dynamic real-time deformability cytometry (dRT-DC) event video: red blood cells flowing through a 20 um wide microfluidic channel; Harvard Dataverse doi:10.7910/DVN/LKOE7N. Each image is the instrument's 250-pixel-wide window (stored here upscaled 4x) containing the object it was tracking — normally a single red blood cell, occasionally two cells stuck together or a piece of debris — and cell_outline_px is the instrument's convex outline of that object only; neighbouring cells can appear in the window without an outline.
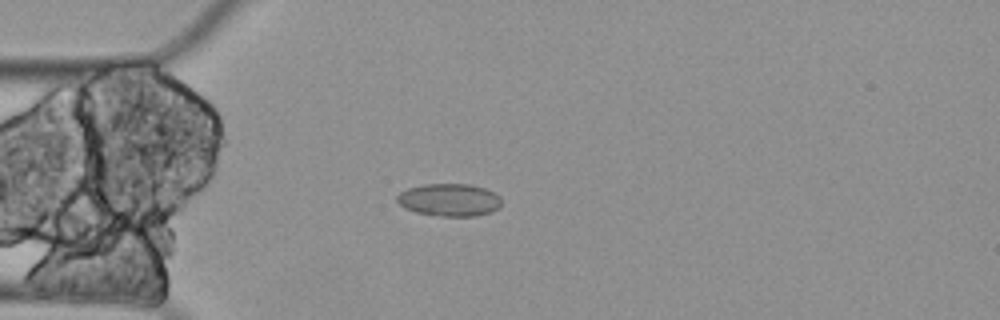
{"species": "Egyptian fruit bat (a non-hibernating species)", "species_latin": "Rousettus aegyptiacus", "temperature_condition": "cold", "stored_images_in_passage": 1, "camera_frame_rate_fps": 3000, "um_per_image_px": 0.085, "animal": {"sex": "female"}, "frame": {"image": 1, "passage_image": 1, "time_ms": 0.0, "image_size_px": [1000, 320], "cell_outline_px": [[500, 204], [492, 212], [472, 216], [444, 216], [416, 212], [400, 204], [396, 200], [396, 196], [400, 192], [408, 188], [424, 184], [468, 184], [484, 188], [500, 196]], "centroid_in_image_um": [38.18, 16.98], "position_along_channel_um": 46.8, "area_um2": 19.54}}